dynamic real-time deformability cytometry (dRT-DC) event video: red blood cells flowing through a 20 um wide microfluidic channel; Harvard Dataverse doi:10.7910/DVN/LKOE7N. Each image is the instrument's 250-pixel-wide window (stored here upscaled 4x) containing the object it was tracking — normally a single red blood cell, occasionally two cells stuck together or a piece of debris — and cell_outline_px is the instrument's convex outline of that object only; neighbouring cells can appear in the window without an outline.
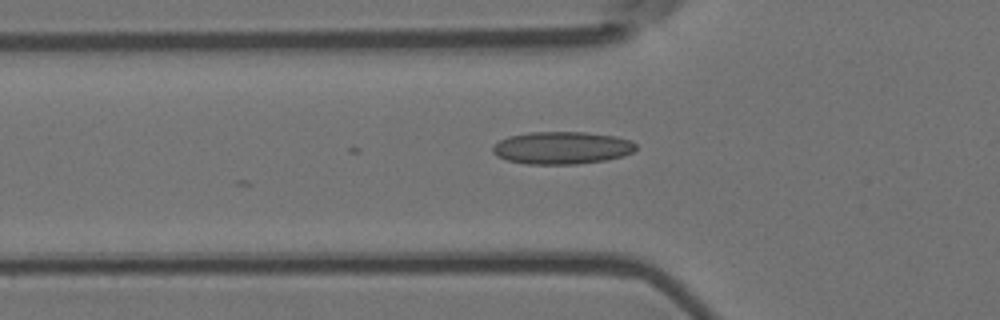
{"species": "Egyptian fruit bat (a non-hibernating species)", "species_latin": "Rousettus aegyptiacus", "temperature_condition": "room temperature", "stored_images_in_passage": 2, "camera_frame_rate_fps": 3000, "um_per_image_px": 0.085, "animal": {"sex": "female"}, "frame": {"image": 1, "passage_image": 2, "time_ms": 0.333, "image_size_px": [1000, 320], "cell_outline_px": [[636, 148], [632, 152], [624, 156], [604, 160], [576, 164], [528, 164], [508, 160], [496, 156], [492, 152], [492, 148], [500, 140], [508, 136], [528, 132], [584, 132], [616, 136], [632, 140], [636, 144]], "centroid_in_image_um": [47.77, 12.56], "position_along_channel_um": 78.0, "area_um2": 27.17}}